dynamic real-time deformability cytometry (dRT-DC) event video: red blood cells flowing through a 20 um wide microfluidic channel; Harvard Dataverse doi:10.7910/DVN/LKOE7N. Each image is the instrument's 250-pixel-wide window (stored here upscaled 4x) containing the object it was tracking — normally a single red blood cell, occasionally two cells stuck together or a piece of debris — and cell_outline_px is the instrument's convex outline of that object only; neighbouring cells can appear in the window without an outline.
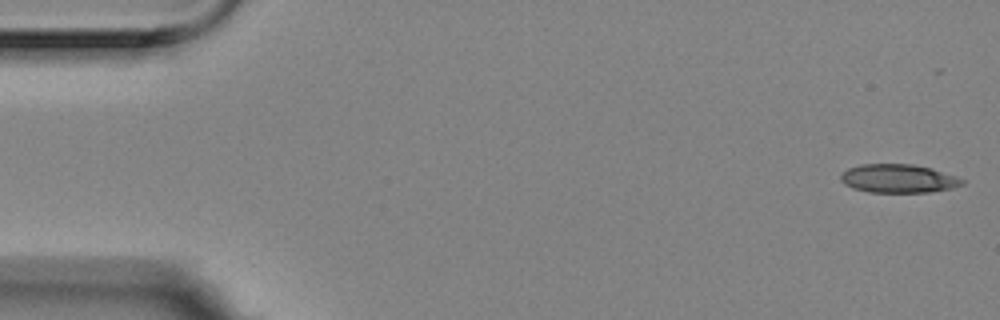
{"species": "Egyptian fruit bat (a non-hibernating species)", "species_latin": "Rousettus aegyptiacus", "temperature_condition": "room temperature", "stored_images_in_passage": 5, "camera_frame_rate_fps": 3000, "um_per_image_px": 0.085, "animal": {"sex": "female"}, "frame": {"image": 1, "passage_image": 1, "time_ms": 0.0, "image_size_px": [1000, 320], "cell_outline_px": [[964, 184], [952, 188], [928, 192], [868, 192], [852, 188], [844, 184], [840, 180], [840, 176], [848, 168], [860, 164], [912, 164], [932, 168], [956, 176], [964, 180]], "centroid_in_image_um": [76.35, 15.17], "position_along_channel_um": 8.7, "area_um2": 20.23}}
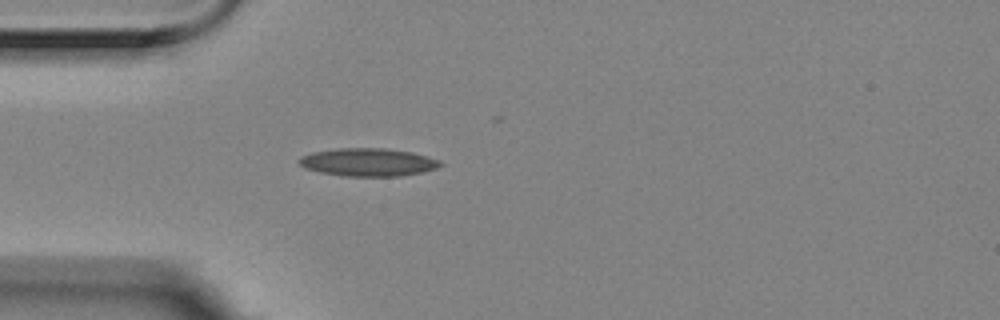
{"frame": {"image": 2, "passage_image": 5, "time_ms": 1.333, "image_size_px": [1000, 320], "cell_outline_px": [[444, 164], [436, 168], [424, 172], [400, 176], [348, 176], [320, 172], [308, 168], [300, 164], [296, 160], [300, 156], [312, 152], [340, 148], [384, 148], [412, 152], [428, 156], [440, 160]], "centroid_in_image_um": [31.32, 13.78], "position_along_channel_um": 53.7, "area_um2": 23.0}}